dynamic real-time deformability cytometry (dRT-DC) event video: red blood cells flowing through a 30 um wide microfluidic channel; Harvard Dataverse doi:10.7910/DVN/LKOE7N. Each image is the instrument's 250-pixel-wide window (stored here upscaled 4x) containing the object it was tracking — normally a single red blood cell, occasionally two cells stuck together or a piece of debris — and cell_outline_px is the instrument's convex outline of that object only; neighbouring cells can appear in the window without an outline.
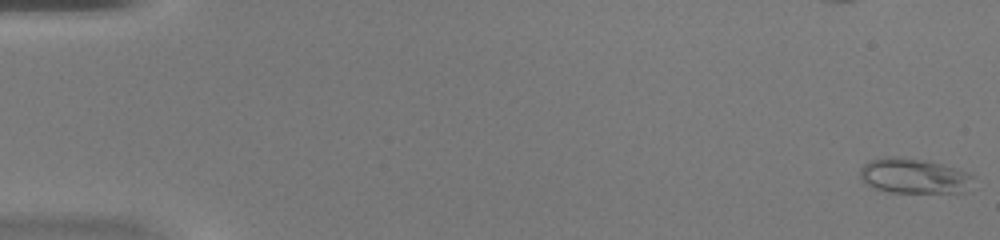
{"species": "common noctule bat (a hibernating species)", "species_latin": "Nyctalus noctula", "temperature_condition": "warm", "stored_images_in_passage": 18, "camera_frame_rate_fps": 3000, "um_per_image_px": 0.085, "animal": {"sex": "female", "body_mass_g": 20.0, "forearm_length_mm": 54.0}, "frame": {"image": 1, "passage_image": 1, "time_ms": 0.0, "image_size_px": [1000, 240], "cell_outline_px": [[976, 176], [964, 192], [888, 192], [876, 188], [868, 184], [860, 176], [860, 168], [868, 160], [896, 156], [924, 160], [956, 168], [968, 172]], "centroid_in_image_um": [77.7, 14.95], "position_along_channel_um": 7.3, "area_um2": 22.89}}